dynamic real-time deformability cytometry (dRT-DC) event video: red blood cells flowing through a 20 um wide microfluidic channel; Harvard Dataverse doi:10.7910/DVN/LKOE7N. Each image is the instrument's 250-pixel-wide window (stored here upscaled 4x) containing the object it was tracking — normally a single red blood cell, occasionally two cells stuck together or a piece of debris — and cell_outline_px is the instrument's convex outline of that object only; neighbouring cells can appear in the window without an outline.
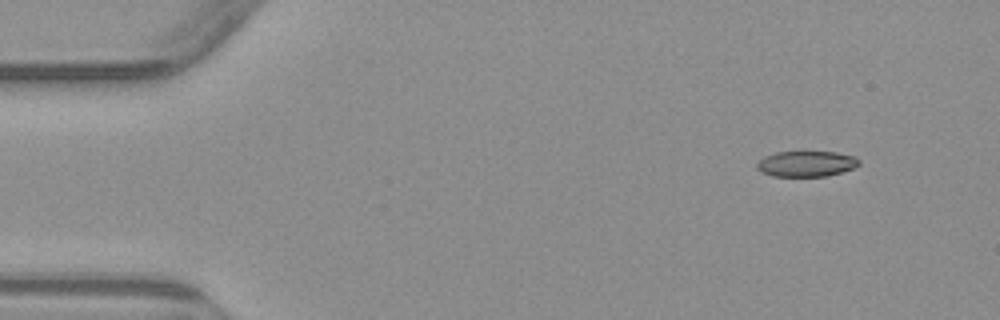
{"species": "common noctule bat (a hibernating species)", "species_latin": "Nyctalus noctula", "temperature_condition": "warm", "stored_images_in_passage": 4, "camera_frame_rate_fps": 3000, "um_per_image_px": 0.085, "animal": {"sex": "male", "body_mass_g": 23.1, "forearm_length_mm": 52.7}, "frame": {"image": 1, "passage_image": 1, "time_ms": 0.0, "image_size_px": [1000, 320], "cell_outline_px": [[860, 164], [852, 168], [828, 176], [772, 176], [760, 172], [756, 168], [756, 164], [764, 156], [776, 152], [804, 148], [836, 152], [856, 156], [860, 160]], "centroid_in_image_um": [68.52, 13.86], "position_along_channel_um": 16.5, "area_um2": 16.18}}